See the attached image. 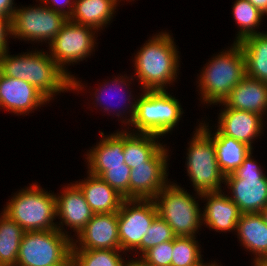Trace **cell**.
<instances>
[{"mask_svg":"<svg viewBox=\"0 0 267 266\" xmlns=\"http://www.w3.org/2000/svg\"><path fill=\"white\" fill-rule=\"evenodd\" d=\"M8 49L0 54V74L30 83L49 100L55 94L72 91V79L45 51L12 56ZM47 53V54H46Z\"/></svg>","mask_w":267,"mask_h":266,"instance_id":"cell-1","label":"cell"},{"mask_svg":"<svg viewBox=\"0 0 267 266\" xmlns=\"http://www.w3.org/2000/svg\"><path fill=\"white\" fill-rule=\"evenodd\" d=\"M171 36L167 32L155 34L135 55V76L143 91L165 90L177 79L180 56Z\"/></svg>","mask_w":267,"mask_h":266,"instance_id":"cell-2","label":"cell"},{"mask_svg":"<svg viewBox=\"0 0 267 266\" xmlns=\"http://www.w3.org/2000/svg\"><path fill=\"white\" fill-rule=\"evenodd\" d=\"M225 51V52H224ZM214 56L198 77L201 99L206 104H220L246 76L245 57L239 43Z\"/></svg>","mask_w":267,"mask_h":266,"instance_id":"cell-3","label":"cell"},{"mask_svg":"<svg viewBox=\"0 0 267 266\" xmlns=\"http://www.w3.org/2000/svg\"><path fill=\"white\" fill-rule=\"evenodd\" d=\"M55 196L35 183L15 193L2 212L25 231L57 229Z\"/></svg>","mask_w":267,"mask_h":266,"instance_id":"cell-4","label":"cell"},{"mask_svg":"<svg viewBox=\"0 0 267 266\" xmlns=\"http://www.w3.org/2000/svg\"><path fill=\"white\" fill-rule=\"evenodd\" d=\"M72 238L58 229L25 231L16 266H71Z\"/></svg>","mask_w":267,"mask_h":266,"instance_id":"cell-5","label":"cell"},{"mask_svg":"<svg viewBox=\"0 0 267 266\" xmlns=\"http://www.w3.org/2000/svg\"><path fill=\"white\" fill-rule=\"evenodd\" d=\"M180 102L167 90H145L136 99L135 114L129 124L135 133H149L158 136L173 131L183 114Z\"/></svg>","mask_w":267,"mask_h":266,"instance_id":"cell-6","label":"cell"},{"mask_svg":"<svg viewBox=\"0 0 267 266\" xmlns=\"http://www.w3.org/2000/svg\"><path fill=\"white\" fill-rule=\"evenodd\" d=\"M158 211L178 237H195L202 223L198 201L176 183H168L153 199Z\"/></svg>","mask_w":267,"mask_h":266,"instance_id":"cell-7","label":"cell"},{"mask_svg":"<svg viewBox=\"0 0 267 266\" xmlns=\"http://www.w3.org/2000/svg\"><path fill=\"white\" fill-rule=\"evenodd\" d=\"M195 131L187 149L186 170L193 188L201 197L200 194L205 192L221 191L225 175L219 168L212 138L200 126Z\"/></svg>","mask_w":267,"mask_h":266,"instance_id":"cell-8","label":"cell"},{"mask_svg":"<svg viewBox=\"0 0 267 266\" xmlns=\"http://www.w3.org/2000/svg\"><path fill=\"white\" fill-rule=\"evenodd\" d=\"M252 152L232 173L225 176L230 199L241 213H259L267 206V176L252 158Z\"/></svg>","mask_w":267,"mask_h":266,"instance_id":"cell-9","label":"cell"},{"mask_svg":"<svg viewBox=\"0 0 267 266\" xmlns=\"http://www.w3.org/2000/svg\"><path fill=\"white\" fill-rule=\"evenodd\" d=\"M95 30V31H94ZM96 29L87 25H80L72 21H67L48 44L50 57L56 64L72 79V90H83L84 86L81 81L67 72L65 65H71L83 61L93 52L96 39ZM83 87V88H82Z\"/></svg>","mask_w":267,"mask_h":266,"instance_id":"cell-10","label":"cell"},{"mask_svg":"<svg viewBox=\"0 0 267 266\" xmlns=\"http://www.w3.org/2000/svg\"><path fill=\"white\" fill-rule=\"evenodd\" d=\"M67 21L68 18L63 14L43 7L40 3L37 7H16L11 19V38L13 36L26 41H48L49 44Z\"/></svg>","mask_w":267,"mask_h":266,"instance_id":"cell-11","label":"cell"},{"mask_svg":"<svg viewBox=\"0 0 267 266\" xmlns=\"http://www.w3.org/2000/svg\"><path fill=\"white\" fill-rule=\"evenodd\" d=\"M157 216L153 199H124L118 211L120 250L136 251Z\"/></svg>","mask_w":267,"mask_h":266,"instance_id":"cell-12","label":"cell"},{"mask_svg":"<svg viewBox=\"0 0 267 266\" xmlns=\"http://www.w3.org/2000/svg\"><path fill=\"white\" fill-rule=\"evenodd\" d=\"M164 145L146 165L130 171V199H154L169 183L167 165L168 150ZM167 178V179H166Z\"/></svg>","mask_w":267,"mask_h":266,"instance_id":"cell-13","label":"cell"},{"mask_svg":"<svg viewBox=\"0 0 267 266\" xmlns=\"http://www.w3.org/2000/svg\"><path fill=\"white\" fill-rule=\"evenodd\" d=\"M75 236L78 240L73 239L72 250H120L118 212L94 214L81 232Z\"/></svg>","mask_w":267,"mask_h":266,"instance_id":"cell-14","label":"cell"},{"mask_svg":"<svg viewBox=\"0 0 267 266\" xmlns=\"http://www.w3.org/2000/svg\"><path fill=\"white\" fill-rule=\"evenodd\" d=\"M49 99L35 86L18 78L0 74V109L17 115L29 114L32 110L49 103Z\"/></svg>","mask_w":267,"mask_h":266,"instance_id":"cell-15","label":"cell"},{"mask_svg":"<svg viewBox=\"0 0 267 266\" xmlns=\"http://www.w3.org/2000/svg\"><path fill=\"white\" fill-rule=\"evenodd\" d=\"M64 189L60 195L55 196L56 218L59 216L58 219L61 220L57 224V229L68 235V232L63 231V225L65 224L67 227L73 228L72 230H75L78 235L91 220L94 213L76 184H68Z\"/></svg>","mask_w":267,"mask_h":266,"instance_id":"cell-16","label":"cell"},{"mask_svg":"<svg viewBox=\"0 0 267 266\" xmlns=\"http://www.w3.org/2000/svg\"><path fill=\"white\" fill-rule=\"evenodd\" d=\"M218 119L217 129L223 135L246 143L252 149L253 139L263 132V118L254 112L227 108L224 105V109L219 113Z\"/></svg>","mask_w":267,"mask_h":266,"instance_id":"cell-17","label":"cell"},{"mask_svg":"<svg viewBox=\"0 0 267 266\" xmlns=\"http://www.w3.org/2000/svg\"><path fill=\"white\" fill-rule=\"evenodd\" d=\"M200 195L202 199L207 200L206 206L202 211V223L206 224L209 229L211 228L218 232H230L237 229L242 213L228 195H225L222 190L205 192Z\"/></svg>","mask_w":267,"mask_h":266,"instance_id":"cell-18","label":"cell"},{"mask_svg":"<svg viewBox=\"0 0 267 266\" xmlns=\"http://www.w3.org/2000/svg\"><path fill=\"white\" fill-rule=\"evenodd\" d=\"M102 139L87 152L88 172L100 177L109 167L127 166L123 155L124 130L104 135L100 132Z\"/></svg>","mask_w":267,"mask_h":266,"instance_id":"cell-19","label":"cell"},{"mask_svg":"<svg viewBox=\"0 0 267 266\" xmlns=\"http://www.w3.org/2000/svg\"><path fill=\"white\" fill-rule=\"evenodd\" d=\"M220 104L263 117L267 113V83L246 75Z\"/></svg>","mask_w":267,"mask_h":266,"instance_id":"cell-20","label":"cell"},{"mask_svg":"<svg viewBox=\"0 0 267 266\" xmlns=\"http://www.w3.org/2000/svg\"><path fill=\"white\" fill-rule=\"evenodd\" d=\"M86 179L76 181L94 214L118 212L124 198L103 179L89 172Z\"/></svg>","mask_w":267,"mask_h":266,"instance_id":"cell-21","label":"cell"},{"mask_svg":"<svg viewBox=\"0 0 267 266\" xmlns=\"http://www.w3.org/2000/svg\"><path fill=\"white\" fill-rule=\"evenodd\" d=\"M200 124L199 126L212 138L215 144L216 157L221 172L225 176L232 174L252 152V148L246 143L223 135L218 129L211 134L209 125L205 122Z\"/></svg>","mask_w":267,"mask_h":266,"instance_id":"cell-22","label":"cell"},{"mask_svg":"<svg viewBox=\"0 0 267 266\" xmlns=\"http://www.w3.org/2000/svg\"><path fill=\"white\" fill-rule=\"evenodd\" d=\"M121 0H75L69 21L100 30L110 23Z\"/></svg>","mask_w":267,"mask_h":266,"instance_id":"cell-23","label":"cell"},{"mask_svg":"<svg viewBox=\"0 0 267 266\" xmlns=\"http://www.w3.org/2000/svg\"><path fill=\"white\" fill-rule=\"evenodd\" d=\"M239 241L254 253L255 258L267 257V224L260 213H243L237 224Z\"/></svg>","mask_w":267,"mask_h":266,"instance_id":"cell-24","label":"cell"},{"mask_svg":"<svg viewBox=\"0 0 267 266\" xmlns=\"http://www.w3.org/2000/svg\"><path fill=\"white\" fill-rule=\"evenodd\" d=\"M125 130L123 155L125 164L131 169L139 165H146V162L164 146L158 142V138H160L158 135Z\"/></svg>","mask_w":267,"mask_h":266,"instance_id":"cell-25","label":"cell"},{"mask_svg":"<svg viewBox=\"0 0 267 266\" xmlns=\"http://www.w3.org/2000/svg\"><path fill=\"white\" fill-rule=\"evenodd\" d=\"M239 45L245 57L246 75L267 83V32L248 36Z\"/></svg>","mask_w":267,"mask_h":266,"instance_id":"cell-26","label":"cell"},{"mask_svg":"<svg viewBox=\"0 0 267 266\" xmlns=\"http://www.w3.org/2000/svg\"><path fill=\"white\" fill-rule=\"evenodd\" d=\"M25 230L5 213L0 215V264L16 266L20 243Z\"/></svg>","mask_w":267,"mask_h":266,"instance_id":"cell-27","label":"cell"},{"mask_svg":"<svg viewBox=\"0 0 267 266\" xmlns=\"http://www.w3.org/2000/svg\"><path fill=\"white\" fill-rule=\"evenodd\" d=\"M232 7L233 18L240 28L234 42L239 43L248 36L263 33L259 31L257 32L256 29L259 28L264 15L249 1L236 0Z\"/></svg>","mask_w":267,"mask_h":266,"instance_id":"cell-28","label":"cell"},{"mask_svg":"<svg viewBox=\"0 0 267 266\" xmlns=\"http://www.w3.org/2000/svg\"><path fill=\"white\" fill-rule=\"evenodd\" d=\"M121 250H72L71 266H126Z\"/></svg>","mask_w":267,"mask_h":266,"instance_id":"cell-29","label":"cell"},{"mask_svg":"<svg viewBox=\"0 0 267 266\" xmlns=\"http://www.w3.org/2000/svg\"><path fill=\"white\" fill-rule=\"evenodd\" d=\"M196 237H178L173 239L171 266H196L201 263L202 255Z\"/></svg>","mask_w":267,"mask_h":266,"instance_id":"cell-30","label":"cell"},{"mask_svg":"<svg viewBox=\"0 0 267 266\" xmlns=\"http://www.w3.org/2000/svg\"><path fill=\"white\" fill-rule=\"evenodd\" d=\"M176 235L168 223L159 215L154 219L152 225L147 230V234L142 237L140 246L137 248L142 255L148 249L173 240ZM142 252V253H141Z\"/></svg>","mask_w":267,"mask_h":266,"instance_id":"cell-31","label":"cell"},{"mask_svg":"<svg viewBox=\"0 0 267 266\" xmlns=\"http://www.w3.org/2000/svg\"><path fill=\"white\" fill-rule=\"evenodd\" d=\"M130 171L128 166L109 167L100 178L124 199H130Z\"/></svg>","mask_w":267,"mask_h":266,"instance_id":"cell-32","label":"cell"},{"mask_svg":"<svg viewBox=\"0 0 267 266\" xmlns=\"http://www.w3.org/2000/svg\"><path fill=\"white\" fill-rule=\"evenodd\" d=\"M125 77H127V76H125L124 75V77L122 76H120V77H116V78H114V80L112 81V84L110 85V83L108 82L107 84L106 83H104V86H103V88H98V89H96L97 90V92L94 94V96H95V100L99 103V104H97V105H99L100 106V104H104L103 105V109H105V111H110L109 109H111V108H109L108 106H106V104H105V102L104 103H101L102 102V100L104 99L103 97L106 95V94H104L103 95V93H105L107 90L108 91H112V88L116 91V89L118 88V90L120 91V92H122L121 91V89L125 86V87H127V86H129L130 84H131V81H129L128 79H129V77H127V78H125ZM125 78V79H124ZM126 79H127V81H126ZM129 81V82H128ZM127 82V83H126ZM114 83V84H113ZM128 83H130V84H128ZM116 86V87H115ZM108 87V88H107ZM101 90V91H100ZM103 91H105V92H103ZM99 92H101V93H99ZM113 92V91H112ZM111 92V93H112ZM120 92H118L117 91V93L119 94ZM106 93H108V92H106ZM124 93H126V92H124ZM123 93H121L120 95L123 97H125V96H127V95H122ZM98 95V96H97ZM103 96V97H102ZM120 96V97H121ZM131 91H130V93H129V96L127 97V98H125L126 100H128L127 102H129L128 104L130 105H128L127 104V106L128 107H125L126 109L125 110H129L128 112L130 113V118H125L124 120H122L121 121V123H126V124H130L131 122H132V120H133V117H134V114H135V108H136V100H134V98H133V101L131 100L132 98H131ZM114 97V96H113ZM121 97V98H122ZM124 97L122 98L123 100H124ZM130 97V98H129ZM119 98V97H118ZM114 99H117V98H114ZM112 100V99H111ZM122 100V101H123ZM125 100V101H126ZM107 102V101H106ZM118 102H121L120 100L118 101ZM132 102V103H131ZM125 103V105H126V102H124ZM106 106V107H105ZM115 107V106H114ZM127 108H129V109H127ZM131 108V109H130ZM126 121V122H125Z\"/></svg>","mask_w":267,"mask_h":266,"instance_id":"cell-33","label":"cell"},{"mask_svg":"<svg viewBox=\"0 0 267 266\" xmlns=\"http://www.w3.org/2000/svg\"><path fill=\"white\" fill-rule=\"evenodd\" d=\"M172 253L173 240H170L148 249L140 259L148 266H171Z\"/></svg>","mask_w":267,"mask_h":266,"instance_id":"cell-34","label":"cell"},{"mask_svg":"<svg viewBox=\"0 0 267 266\" xmlns=\"http://www.w3.org/2000/svg\"><path fill=\"white\" fill-rule=\"evenodd\" d=\"M43 6L49 7L50 9L54 10L55 12L63 14L68 19L70 18L75 0H39ZM52 2V3H51ZM46 4V5H45ZM47 4H51L50 6ZM57 6V7H56ZM67 6L66 10L65 7Z\"/></svg>","mask_w":267,"mask_h":266,"instance_id":"cell-35","label":"cell"},{"mask_svg":"<svg viewBox=\"0 0 267 266\" xmlns=\"http://www.w3.org/2000/svg\"><path fill=\"white\" fill-rule=\"evenodd\" d=\"M8 35H11V20L0 15V54L9 49Z\"/></svg>","mask_w":267,"mask_h":266,"instance_id":"cell-36","label":"cell"},{"mask_svg":"<svg viewBox=\"0 0 267 266\" xmlns=\"http://www.w3.org/2000/svg\"><path fill=\"white\" fill-rule=\"evenodd\" d=\"M13 5L14 0H0V15L11 20L16 9Z\"/></svg>","mask_w":267,"mask_h":266,"instance_id":"cell-37","label":"cell"},{"mask_svg":"<svg viewBox=\"0 0 267 266\" xmlns=\"http://www.w3.org/2000/svg\"><path fill=\"white\" fill-rule=\"evenodd\" d=\"M256 7L263 15L267 14V0H247Z\"/></svg>","mask_w":267,"mask_h":266,"instance_id":"cell-38","label":"cell"},{"mask_svg":"<svg viewBox=\"0 0 267 266\" xmlns=\"http://www.w3.org/2000/svg\"><path fill=\"white\" fill-rule=\"evenodd\" d=\"M126 266H148L146 263H144L140 258H135V260H129L126 263Z\"/></svg>","mask_w":267,"mask_h":266,"instance_id":"cell-39","label":"cell"},{"mask_svg":"<svg viewBox=\"0 0 267 266\" xmlns=\"http://www.w3.org/2000/svg\"><path fill=\"white\" fill-rule=\"evenodd\" d=\"M254 266H267V257L254 259Z\"/></svg>","mask_w":267,"mask_h":266,"instance_id":"cell-40","label":"cell"},{"mask_svg":"<svg viewBox=\"0 0 267 266\" xmlns=\"http://www.w3.org/2000/svg\"><path fill=\"white\" fill-rule=\"evenodd\" d=\"M259 213L261 214L263 221L267 224V206Z\"/></svg>","mask_w":267,"mask_h":266,"instance_id":"cell-41","label":"cell"},{"mask_svg":"<svg viewBox=\"0 0 267 266\" xmlns=\"http://www.w3.org/2000/svg\"><path fill=\"white\" fill-rule=\"evenodd\" d=\"M196 266H219V265H217V263L216 262H212V263H203V261L201 262V263H199V264H197Z\"/></svg>","mask_w":267,"mask_h":266,"instance_id":"cell-42","label":"cell"}]
</instances>
